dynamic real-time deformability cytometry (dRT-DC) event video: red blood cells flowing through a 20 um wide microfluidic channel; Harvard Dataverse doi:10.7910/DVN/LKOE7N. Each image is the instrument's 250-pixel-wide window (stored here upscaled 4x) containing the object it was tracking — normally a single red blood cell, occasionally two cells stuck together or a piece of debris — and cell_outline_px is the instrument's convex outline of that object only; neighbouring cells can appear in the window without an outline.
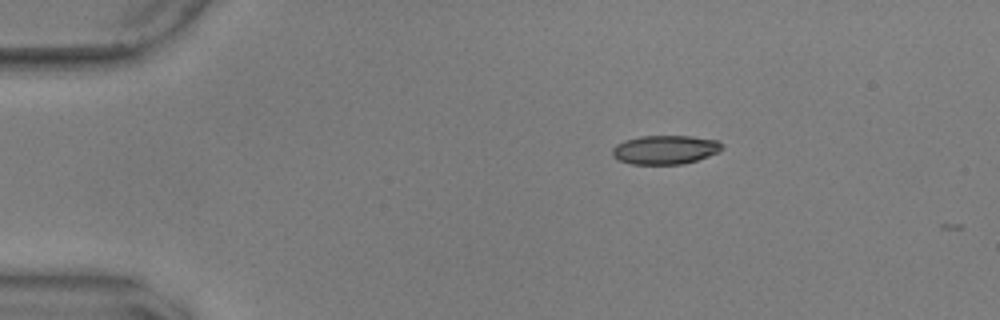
{"species": "common noctule bat (a hibernating species)", "species_latin": "Nyctalus noctula", "temperature_condition": "warm", "stored_images_in_passage": 2, "camera_frame_rate_fps": 3000, "um_per_image_px": 0.085, "animal": {"sex": "male", "body_mass_g": 17.9, "forearm_length_mm": 54.2}, "frame": {"image": 1, "passage_image": 1, "time_ms": 0.0, "image_size_px": [1000, 320], "cell_outline_px": [[724, 148], [720, 152], [684, 164], [632, 164], [616, 160], [612, 156], [612, 148], [616, 144], [624, 140], [640, 136], [692, 136], [720, 140], [724, 144]], "centroid_in_image_um": [56.56, 12.72], "position_along_channel_um": 28.4, "area_um2": 18.84}}